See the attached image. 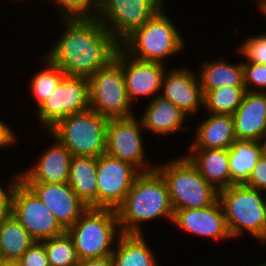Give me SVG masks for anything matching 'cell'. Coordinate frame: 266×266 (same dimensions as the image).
Masks as SVG:
<instances>
[{"label": "cell", "mask_w": 266, "mask_h": 266, "mask_svg": "<svg viewBox=\"0 0 266 266\" xmlns=\"http://www.w3.org/2000/svg\"><path fill=\"white\" fill-rule=\"evenodd\" d=\"M150 245L144 234H122L112 253L114 266H159L158 253Z\"/></svg>", "instance_id": "cb8c5ba5"}, {"label": "cell", "mask_w": 266, "mask_h": 266, "mask_svg": "<svg viewBox=\"0 0 266 266\" xmlns=\"http://www.w3.org/2000/svg\"><path fill=\"white\" fill-rule=\"evenodd\" d=\"M0 266H21L18 261H2Z\"/></svg>", "instance_id": "60d3db41"}, {"label": "cell", "mask_w": 266, "mask_h": 266, "mask_svg": "<svg viewBox=\"0 0 266 266\" xmlns=\"http://www.w3.org/2000/svg\"><path fill=\"white\" fill-rule=\"evenodd\" d=\"M185 66L181 65L182 68L174 66L166 69L162 78L160 95L172 102L190 119H194V115L198 117L201 111L204 112V96L197 72L191 69V67Z\"/></svg>", "instance_id": "9a60e30c"}, {"label": "cell", "mask_w": 266, "mask_h": 266, "mask_svg": "<svg viewBox=\"0 0 266 266\" xmlns=\"http://www.w3.org/2000/svg\"><path fill=\"white\" fill-rule=\"evenodd\" d=\"M172 225L178 227L180 232L199 239L209 238L215 242L233 240L218 199L208 207L177 210Z\"/></svg>", "instance_id": "2e32d148"}, {"label": "cell", "mask_w": 266, "mask_h": 266, "mask_svg": "<svg viewBox=\"0 0 266 266\" xmlns=\"http://www.w3.org/2000/svg\"><path fill=\"white\" fill-rule=\"evenodd\" d=\"M165 8L166 5L120 43V47L128 55L166 65L176 54L183 53L187 46L186 37L181 35L180 29Z\"/></svg>", "instance_id": "3957f363"}, {"label": "cell", "mask_w": 266, "mask_h": 266, "mask_svg": "<svg viewBox=\"0 0 266 266\" xmlns=\"http://www.w3.org/2000/svg\"><path fill=\"white\" fill-rule=\"evenodd\" d=\"M265 152V141L236 139L228 148L231 185L244 184Z\"/></svg>", "instance_id": "484cf974"}, {"label": "cell", "mask_w": 266, "mask_h": 266, "mask_svg": "<svg viewBox=\"0 0 266 266\" xmlns=\"http://www.w3.org/2000/svg\"><path fill=\"white\" fill-rule=\"evenodd\" d=\"M196 266H216V265H207V264H206V265H205V264L202 265V264H201V265H196ZM252 266H260V264H256V265H253V264H252Z\"/></svg>", "instance_id": "b9f144b4"}, {"label": "cell", "mask_w": 266, "mask_h": 266, "mask_svg": "<svg viewBox=\"0 0 266 266\" xmlns=\"http://www.w3.org/2000/svg\"><path fill=\"white\" fill-rule=\"evenodd\" d=\"M61 20V36L43 55L66 75L89 79L115 58L120 43L95 16Z\"/></svg>", "instance_id": "6da1fadb"}, {"label": "cell", "mask_w": 266, "mask_h": 266, "mask_svg": "<svg viewBox=\"0 0 266 266\" xmlns=\"http://www.w3.org/2000/svg\"><path fill=\"white\" fill-rule=\"evenodd\" d=\"M244 185L266 193V151L259 158Z\"/></svg>", "instance_id": "e575fe53"}, {"label": "cell", "mask_w": 266, "mask_h": 266, "mask_svg": "<svg viewBox=\"0 0 266 266\" xmlns=\"http://www.w3.org/2000/svg\"><path fill=\"white\" fill-rule=\"evenodd\" d=\"M46 1V0H42ZM60 19L91 18L96 14L97 0H47ZM41 2V0H40ZM55 6V7H54Z\"/></svg>", "instance_id": "4dcf8cb0"}, {"label": "cell", "mask_w": 266, "mask_h": 266, "mask_svg": "<svg viewBox=\"0 0 266 266\" xmlns=\"http://www.w3.org/2000/svg\"><path fill=\"white\" fill-rule=\"evenodd\" d=\"M200 61L197 76L203 96L223 86H244L243 62H230L227 58ZM228 60V61H227ZM237 62V63H236Z\"/></svg>", "instance_id": "603a6c76"}, {"label": "cell", "mask_w": 266, "mask_h": 266, "mask_svg": "<svg viewBox=\"0 0 266 266\" xmlns=\"http://www.w3.org/2000/svg\"><path fill=\"white\" fill-rule=\"evenodd\" d=\"M167 0H97L95 17L121 43L162 9Z\"/></svg>", "instance_id": "30bf717a"}, {"label": "cell", "mask_w": 266, "mask_h": 266, "mask_svg": "<svg viewBox=\"0 0 266 266\" xmlns=\"http://www.w3.org/2000/svg\"><path fill=\"white\" fill-rule=\"evenodd\" d=\"M68 184L88 208H97V157L72 155Z\"/></svg>", "instance_id": "d4e9b609"}, {"label": "cell", "mask_w": 266, "mask_h": 266, "mask_svg": "<svg viewBox=\"0 0 266 266\" xmlns=\"http://www.w3.org/2000/svg\"><path fill=\"white\" fill-rule=\"evenodd\" d=\"M11 198V214L34 241L42 242L66 232L54 214L20 179L12 189Z\"/></svg>", "instance_id": "7c38bea8"}, {"label": "cell", "mask_w": 266, "mask_h": 266, "mask_svg": "<svg viewBox=\"0 0 266 266\" xmlns=\"http://www.w3.org/2000/svg\"><path fill=\"white\" fill-rule=\"evenodd\" d=\"M194 123L198 125L191 128L195 133L188 149H228L237 139L232 115L208 113Z\"/></svg>", "instance_id": "44dd1931"}, {"label": "cell", "mask_w": 266, "mask_h": 266, "mask_svg": "<svg viewBox=\"0 0 266 266\" xmlns=\"http://www.w3.org/2000/svg\"><path fill=\"white\" fill-rule=\"evenodd\" d=\"M77 266H114V263L113 257L110 255L101 258L84 259Z\"/></svg>", "instance_id": "74e56055"}, {"label": "cell", "mask_w": 266, "mask_h": 266, "mask_svg": "<svg viewBox=\"0 0 266 266\" xmlns=\"http://www.w3.org/2000/svg\"><path fill=\"white\" fill-rule=\"evenodd\" d=\"M246 93L245 86H223L203 97V110L212 114L233 115Z\"/></svg>", "instance_id": "f1b7e54d"}, {"label": "cell", "mask_w": 266, "mask_h": 266, "mask_svg": "<svg viewBox=\"0 0 266 266\" xmlns=\"http://www.w3.org/2000/svg\"><path fill=\"white\" fill-rule=\"evenodd\" d=\"M16 174V175H15ZM19 171L17 173H14V175L10 178H8V181L6 179L5 183L3 184L0 182V202H12L11 198V192L14 187V185L18 182L20 179ZM6 185V186H4Z\"/></svg>", "instance_id": "8d00e7d4"}, {"label": "cell", "mask_w": 266, "mask_h": 266, "mask_svg": "<svg viewBox=\"0 0 266 266\" xmlns=\"http://www.w3.org/2000/svg\"><path fill=\"white\" fill-rule=\"evenodd\" d=\"M46 247L50 266H77L80 262L74 241L67 231L42 241Z\"/></svg>", "instance_id": "f546056e"}, {"label": "cell", "mask_w": 266, "mask_h": 266, "mask_svg": "<svg viewBox=\"0 0 266 266\" xmlns=\"http://www.w3.org/2000/svg\"><path fill=\"white\" fill-rule=\"evenodd\" d=\"M255 3H257V8H256V10L258 9H260L259 10V12H260V14H264L265 12H266V0H257Z\"/></svg>", "instance_id": "ab89813d"}, {"label": "cell", "mask_w": 266, "mask_h": 266, "mask_svg": "<svg viewBox=\"0 0 266 266\" xmlns=\"http://www.w3.org/2000/svg\"><path fill=\"white\" fill-rule=\"evenodd\" d=\"M184 153L215 189L231 186L228 149H188Z\"/></svg>", "instance_id": "7402d4cb"}, {"label": "cell", "mask_w": 266, "mask_h": 266, "mask_svg": "<svg viewBox=\"0 0 266 266\" xmlns=\"http://www.w3.org/2000/svg\"><path fill=\"white\" fill-rule=\"evenodd\" d=\"M67 231L88 209L68 183L23 182Z\"/></svg>", "instance_id": "e0dca14e"}, {"label": "cell", "mask_w": 266, "mask_h": 266, "mask_svg": "<svg viewBox=\"0 0 266 266\" xmlns=\"http://www.w3.org/2000/svg\"><path fill=\"white\" fill-rule=\"evenodd\" d=\"M88 80L90 109L109 119L139 114L129 101L122 65L115 58Z\"/></svg>", "instance_id": "ba28073f"}, {"label": "cell", "mask_w": 266, "mask_h": 266, "mask_svg": "<svg viewBox=\"0 0 266 266\" xmlns=\"http://www.w3.org/2000/svg\"><path fill=\"white\" fill-rule=\"evenodd\" d=\"M166 161L156 162L155 169L167 184L174 213L182 209L208 207L218 199V190L199 173L185 155Z\"/></svg>", "instance_id": "5b68a950"}, {"label": "cell", "mask_w": 266, "mask_h": 266, "mask_svg": "<svg viewBox=\"0 0 266 266\" xmlns=\"http://www.w3.org/2000/svg\"><path fill=\"white\" fill-rule=\"evenodd\" d=\"M108 121L109 118L89 108L61 119L49 132L71 155L99 157L106 154Z\"/></svg>", "instance_id": "52a82bcc"}, {"label": "cell", "mask_w": 266, "mask_h": 266, "mask_svg": "<svg viewBox=\"0 0 266 266\" xmlns=\"http://www.w3.org/2000/svg\"><path fill=\"white\" fill-rule=\"evenodd\" d=\"M141 172L107 154L97 157V208L117 210Z\"/></svg>", "instance_id": "4fadbf2b"}, {"label": "cell", "mask_w": 266, "mask_h": 266, "mask_svg": "<svg viewBox=\"0 0 266 266\" xmlns=\"http://www.w3.org/2000/svg\"><path fill=\"white\" fill-rule=\"evenodd\" d=\"M117 214L122 234L146 235L143 224L162 218L172 224L174 210L162 175L156 169L141 172L117 209Z\"/></svg>", "instance_id": "7a4b0ae2"}, {"label": "cell", "mask_w": 266, "mask_h": 266, "mask_svg": "<svg viewBox=\"0 0 266 266\" xmlns=\"http://www.w3.org/2000/svg\"><path fill=\"white\" fill-rule=\"evenodd\" d=\"M144 131L142 122L137 115L109 119L106 154L132 164L140 172L153 171L157 164H154L147 157V150L144 145L148 144H144V141H146Z\"/></svg>", "instance_id": "9c48e42d"}, {"label": "cell", "mask_w": 266, "mask_h": 266, "mask_svg": "<svg viewBox=\"0 0 266 266\" xmlns=\"http://www.w3.org/2000/svg\"><path fill=\"white\" fill-rule=\"evenodd\" d=\"M89 80L65 75L47 99L35 110L36 123L44 132L61 119L89 109Z\"/></svg>", "instance_id": "8fae6325"}, {"label": "cell", "mask_w": 266, "mask_h": 266, "mask_svg": "<svg viewBox=\"0 0 266 266\" xmlns=\"http://www.w3.org/2000/svg\"><path fill=\"white\" fill-rule=\"evenodd\" d=\"M33 242L27 230L11 214L0 226L1 260L18 261Z\"/></svg>", "instance_id": "4316f807"}, {"label": "cell", "mask_w": 266, "mask_h": 266, "mask_svg": "<svg viewBox=\"0 0 266 266\" xmlns=\"http://www.w3.org/2000/svg\"><path fill=\"white\" fill-rule=\"evenodd\" d=\"M0 117V151L8 150L9 147L13 149L14 145L17 146V142L20 141L19 134L15 133L13 127ZM17 134V135H16ZM18 137V138H17Z\"/></svg>", "instance_id": "d590c367"}, {"label": "cell", "mask_w": 266, "mask_h": 266, "mask_svg": "<svg viewBox=\"0 0 266 266\" xmlns=\"http://www.w3.org/2000/svg\"><path fill=\"white\" fill-rule=\"evenodd\" d=\"M232 116L237 139L266 140V93L246 91Z\"/></svg>", "instance_id": "ffe728a7"}, {"label": "cell", "mask_w": 266, "mask_h": 266, "mask_svg": "<svg viewBox=\"0 0 266 266\" xmlns=\"http://www.w3.org/2000/svg\"><path fill=\"white\" fill-rule=\"evenodd\" d=\"M145 105L141 116L138 115L145 133L162 136V138L164 136L165 139L166 136L171 137L181 130L185 132L191 130L185 123H188L190 118L161 95L154 97L151 101L148 100Z\"/></svg>", "instance_id": "d6986e66"}, {"label": "cell", "mask_w": 266, "mask_h": 266, "mask_svg": "<svg viewBox=\"0 0 266 266\" xmlns=\"http://www.w3.org/2000/svg\"><path fill=\"white\" fill-rule=\"evenodd\" d=\"M266 193L244 184H233L218 191L231 237L236 240L248 234L266 245Z\"/></svg>", "instance_id": "277c9868"}, {"label": "cell", "mask_w": 266, "mask_h": 266, "mask_svg": "<svg viewBox=\"0 0 266 266\" xmlns=\"http://www.w3.org/2000/svg\"><path fill=\"white\" fill-rule=\"evenodd\" d=\"M249 36L243 39L240 46L237 45L239 48L235 51L243 57L242 62L266 65V32L259 31V34Z\"/></svg>", "instance_id": "1f68e13d"}, {"label": "cell", "mask_w": 266, "mask_h": 266, "mask_svg": "<svg viewBox=\"0 0 266 266\" xmlns=\"http://www.w3.org/2000/svg\"><path fill=\"white\" fill-rule=\"evenodd\" d=\"M79 260L101 258L113 253L122 235L117 210L88 208L67 230Z\"/></svg>", "instance_id": "8992f818"}, {"label": "cell", "mask_w": 266, "mask_h": 266, "mask_svg": "<svg viewBox=\"0 0 266 266\" xmlns=\"http://www.w3.org/2000/svg\"><path fill=\"white\" fill-rule=\"evenodd\" d=\"M115 59L122 65L127 95L134 107L137 100L148 98L151 101L160 95L167 65L133 58L121 47L118 48Z\"/></svg>", "instance_id": "5bb4252c"}, {"label": "cell", "mask_w": 266, "mask_h": 266, "mask_svg": "<svg viewBox=\"0 0 266 266\" xmlns=\"http://www.w3.org/2000/svg\"><path fill=\"white\" fill-rule=\"evenodd\" d=\"M244 86L246 91L266 93V65L243 62Z\"/></svg>", "instance_id": "d6a6232c"}, {"label": "cell", "mask_w": 266, "mask_h": 266, "mask_svg": "<svg viewBox=\"0 0 266 266\" xmlns=\"http://www.w3.org/2000/svg\"><path fill=\"white\" fill-rule=\"evenodd\" d=\"M21 266H50L43 242L34 241L18 260Z\"/></svg>", "instance_id": "836d02e7"}, {"label": "cell", "mask_w": 266, "mask_h": 266, "mask_svg": "<svg viewBox=\"0 0 266 266\" xmlns=\"http://www.w3.org/2000/svg\"><path fill=\"white\" fill-rule=\"evenodd\" d=\"M12 212V202H0V226L8 219Z\"/></svg>", "instance_id": "f35d334b"}, {"label": "cell", "mask_w": 266, "mask_h": 266, "mask_svg": "<svg viewBox=\"0 0 266 266\" xmlns=\"http://www.w3.org/2000/svg\"><path fill=\"white\" fill-rule=\"evenodd\" d=\"M45 135L54 140L42 150L37 160L24 170H19L22 182L68 183L71 152L49 131Z\"/></svg>", "instance_id": "ac0fdd59"}, {"label": "cell", "mask_w": 266, "mask_h": 266, "mask_svg": "<svg viewBox=\"0 0 266 266\" xmlns=\"http://www.w3.org/2000/svg\"><path fill=\"white\" fill-rule=\"evenodd\" d=\"M260 266H266V262L264 261V262H261L260 263Z\"/></svg>", "instance_id": "7bdbcfd3"}, {"label": "cell", "mask_w": 266, "mask_h": 266, "mask_svg": "<svg viewBox=\"0 0 266 266\" xmlns=\"http://www.w3.org/2000/svg\"><path fill=\"white\" fill-rule=\"evenodd\" d=\"M40 57L43 69L32 75L28 86L30 97L35 100V110L49 97L66 75L60 67L51 63L44 55Z\"/></svg>", "instance_id": "83f0119b"}]
</instances>
